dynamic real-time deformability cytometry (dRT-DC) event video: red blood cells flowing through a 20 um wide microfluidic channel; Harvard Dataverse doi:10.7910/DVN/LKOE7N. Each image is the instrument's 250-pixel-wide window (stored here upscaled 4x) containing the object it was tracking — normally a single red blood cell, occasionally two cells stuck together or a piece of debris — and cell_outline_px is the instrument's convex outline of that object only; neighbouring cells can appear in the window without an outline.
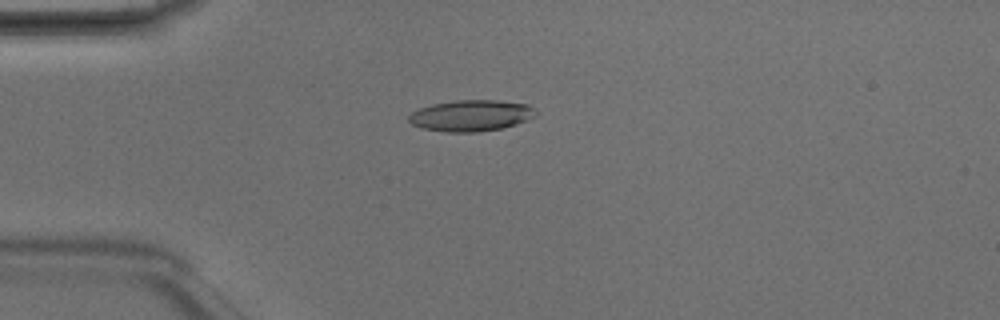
{"species": "Egyptian fruit bat (a non-hibernating species)", "species_latin": "Rousettus aegyptiacus", "temperature_condition": "room temperature", "stored_images_in_passage": 3, "camera_frame_rate_fps": 3000, "um_per_image_px": 0.085, "animal": {"sex": "male"}, "frame": {"image": 1, "passage_image": 3, "time_ms": 0.667, "image_size_px": [1000, 320], "cell_outline_px": [[540, 112], [536, 116], [516, 124], [500, 128], [476, 132], [444, 132], [420, 128], [412, 124], [408, 120], [408, 116], [412, 112], [420, 108], [432, 104], [456, 100], [496, 100], [528, 104]], "centroid_in_image_um": [40.05, 9.82], "position_along_channel_um": 45.0, "area_um2": 23.24}}